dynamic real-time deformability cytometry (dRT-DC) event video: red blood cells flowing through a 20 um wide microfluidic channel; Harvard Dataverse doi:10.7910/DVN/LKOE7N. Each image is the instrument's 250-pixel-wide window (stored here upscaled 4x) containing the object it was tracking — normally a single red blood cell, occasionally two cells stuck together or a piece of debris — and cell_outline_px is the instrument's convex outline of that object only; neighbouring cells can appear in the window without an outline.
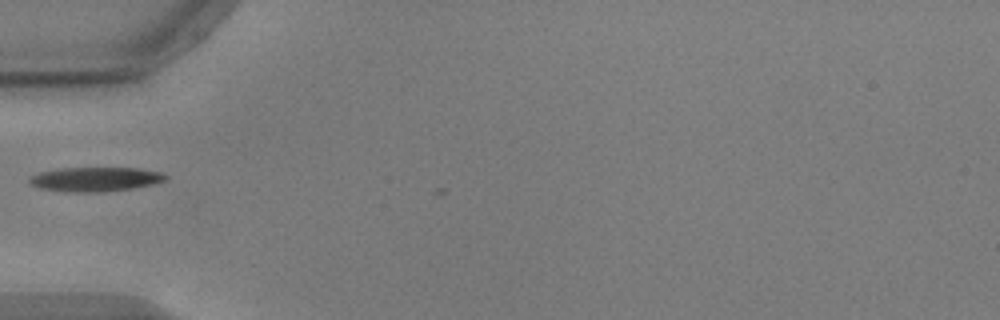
{"species": "common noctule bat (a hibernating species)", "species_latin": "Nyctalus noctula", "temperature_condition": "warm", "stored_images_in_passage": 29, "camera_frame_rate_fps": 3000, "um_per_image_px": 0.085, "animal": {"sex": "male", "body_mass_g": 17.9, "forearm_length_mm": 54.2}, "frame": {"image": 1, "passage_image": 1, "time_ms": 0.0, "image_size_px": [1000, 320], "cell_outline_px": [[168, 176], [164, 180], [152, 184], [132, 188], [100, 192], [68, 192], [40, 188], [32, 184], [28, 180], [28, 176], [40, 172], [64, 168], [140, 168], [160, 172]], "centroid_in_image_um": [8.08, 15.23], "position_along_channel_um": 76.9, "area_um2": 19.13}}
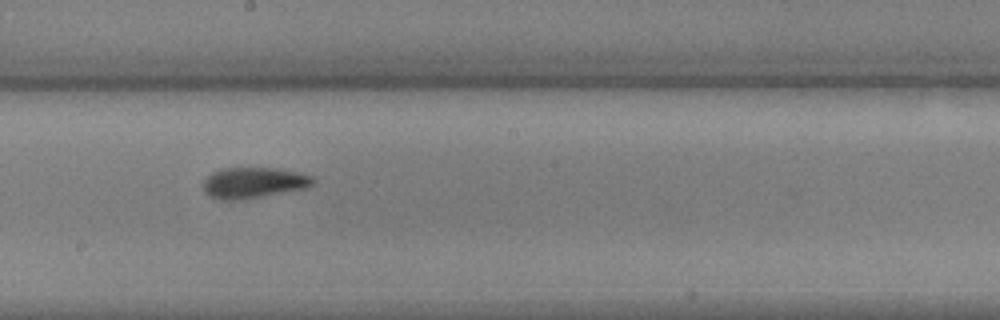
{"frame": {"image": 2, "passage_image": 13, "time_ms": 4.0, "image_size_px": [1000, 320], "cell_outline_px": [[316, 180], [308, 188], [244, 200], [220, 200], [208, 196], [204, 192], [204, 180], [212, 172], [224, 168], [276, 168], [296, 172], [312, 176]], "centroid_in_image_um": [21.55, 15.55], "position_along_channel_um": 226.6, "area_um2": 19.94}}
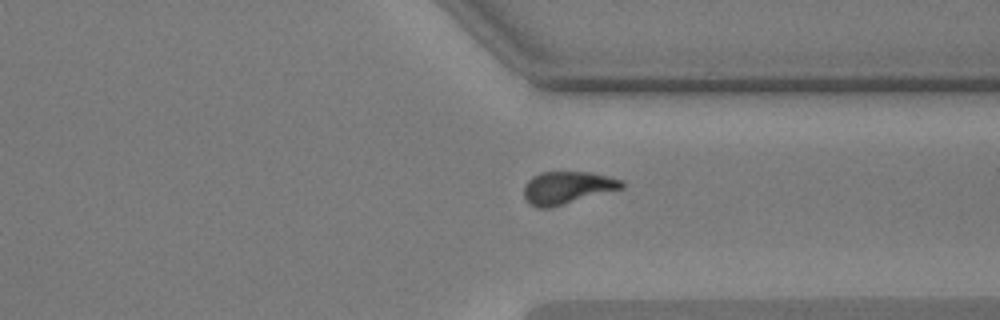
{"frame": {"image": 3, "passage_image": 24, "time_ms": 7.667, "image_size_px": [1000, 320], "cell_outline_px": [[624, 188], [552, 208], [536, 208], [528, 204], [524, 200], [524, 184], [532, 176], [540, 172], [592, 172], [624, 180]], "centroid_in_image_um": [48.2, 15.97], "position_along_channel_um": 363.2, "area_um2": 19.02}}